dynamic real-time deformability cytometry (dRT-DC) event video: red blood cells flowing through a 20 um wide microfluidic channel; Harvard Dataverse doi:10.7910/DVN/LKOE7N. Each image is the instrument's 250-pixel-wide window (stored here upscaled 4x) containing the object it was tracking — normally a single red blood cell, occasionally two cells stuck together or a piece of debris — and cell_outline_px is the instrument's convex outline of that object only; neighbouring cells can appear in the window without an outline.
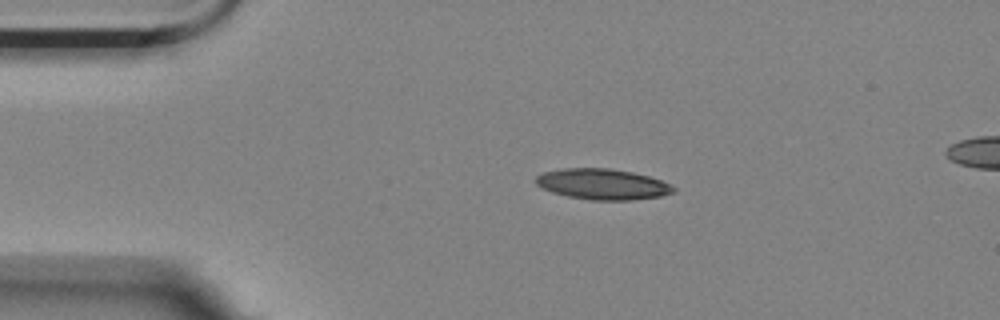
{"species": "Egyptian fruit bat (a non-hibernating species)", "species_latin": "Rousettus aegyptiacus", "temperature_condition": "room temperature", "stored_images_in_passage": 4, "camera_frame_rate_fps": 3000, "um_per_image_px": 0.085, "animal": {"sex": "female"}, "frame": {"image": 1, "passage_image": 2, "time_ms": 0.333, "image_size_px": [1000, 320], "cell_outline_px": [[676, 192], [660, 196], [632, 200], [592, 200], [568, 196], [552, 192], [536, 184], [536, 176], [544, 172], [560, 168], [612, 168], [632, 172], [648, 176], [660, 180], [676, 188]], "centroid_in_image_um": [51.22, 15.65], "position_along_channel_um": 33.8, "area_um2": 24.57}}